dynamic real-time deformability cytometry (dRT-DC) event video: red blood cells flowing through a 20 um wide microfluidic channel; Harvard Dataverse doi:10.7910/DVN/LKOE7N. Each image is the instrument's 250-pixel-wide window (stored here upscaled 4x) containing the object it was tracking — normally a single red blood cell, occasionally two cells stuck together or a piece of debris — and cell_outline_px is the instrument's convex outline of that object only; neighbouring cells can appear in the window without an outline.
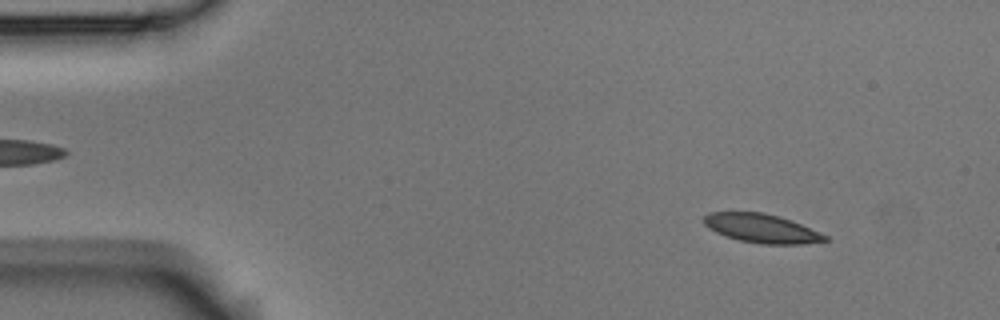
{"species": "Egyptian fruit bat (a non-hibernating species)", "species_latin": "Rousettus aegyptiacus", "temperature_condition": "room temperature", "stored_images_in_passage": 56, "camera_frame_rate_fps": 3000, "um_per_image_px": 0.085, "animal": {"sex": "male"}, "frame": {"image": 1, "passage_image": 6, "time_ms": 1.667, "image_size_px": [1000, 320], "cell_outline_px": [[828, 240], [804, 244], [760, 244], [740, 240], [724, 236], [708, 228], [704, 224], [704, 216], [708, 212], [764, 212], [780, 216], [792, 220], [820, 232], [828, 236]], "centroid_in_image_um": [64.74, 19.41], "position_along_channel_um": 20.3, "area_um2": 20.52}}
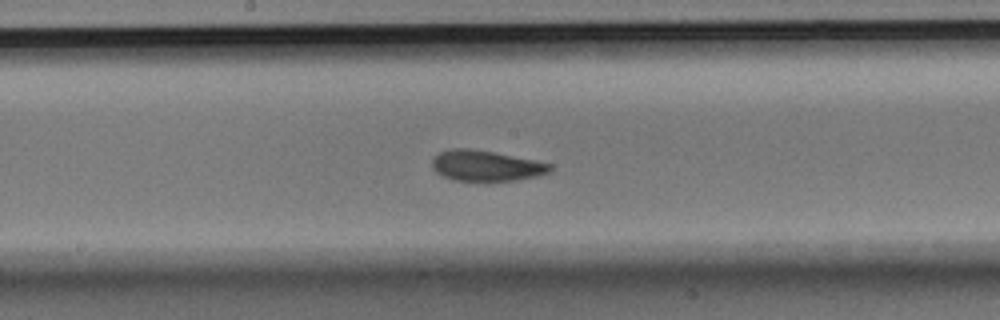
{"frame": {"image": 2, "passage_image": 29, "time_ms": 9.333, "image_size_px": [1000, 320], "cell_outline_px": [[552, 168], [548, 172], [536, 176], [516, 180], [456, 180], [444, 176], [436, 172], [432, 168], [432, 156], [440, 152], [452, 148], [468, 148], [492, 152], [552, 164]], "centroid_in_image_um": [41.26, 14.08], "position_along_channel_um": 206.9, "area_um2": 20.63}}
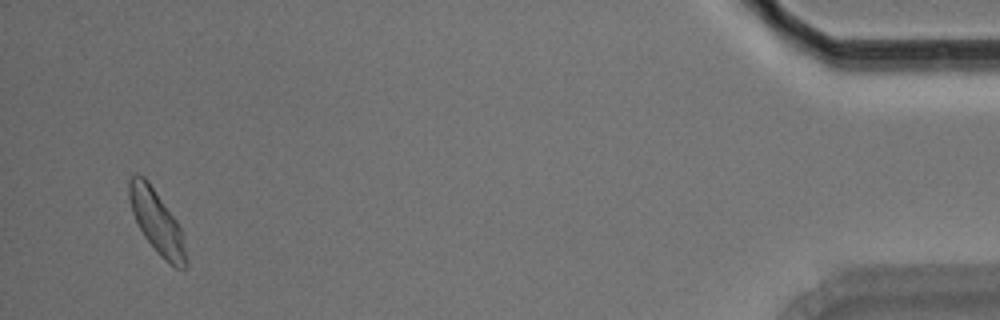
{"frame": {"image": 3, "passage_image": 54, "time_ms": 17.667, "image_size_px": [1000, 320], "cell_outline_px": [[188, 264], [184, 268], [176, 268], [164, 260], [160, 256], [144, 236], [132, 212], [128, 200], [128, 180], [136, 172], [144, 176], [148, 180], [176, 220], [180, 228], [188, 260]], "centroid_in_image_um": [13.31, 18.83], "position_along_channel_um": 421.9, "area_um2": 20.92}, "authors_computed_cell_mechanics": {"area_um2": 20.9236, "velocity_mm_per_s": 3.5371, "shape_relaxation_time_tau1_ms": 4.6187, "shape_relaxation_time_tau2_ms": 2.8741, "deformation_change_tau1": 0.1074, "deformation_change_tau2": 0.0625}}